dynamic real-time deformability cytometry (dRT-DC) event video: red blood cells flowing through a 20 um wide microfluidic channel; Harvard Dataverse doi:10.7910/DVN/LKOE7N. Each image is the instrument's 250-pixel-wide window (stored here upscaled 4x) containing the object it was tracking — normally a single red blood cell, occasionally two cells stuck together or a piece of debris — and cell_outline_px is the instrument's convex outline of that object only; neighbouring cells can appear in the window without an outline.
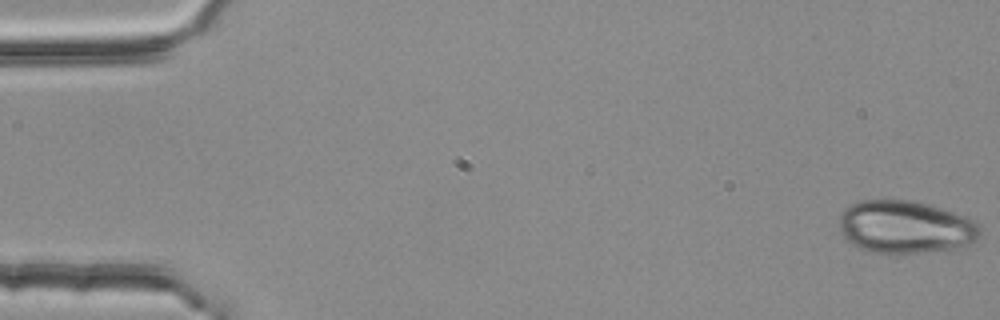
{"species": "common noctule bat (a hibernating species)", "species_latin": "Nyctalus noctula", "temperature_condition": "room temperature", "stored_images_in_passage": 5, "camera_frame_rate_fps": 3000, "um_per_image_px": 0.085, "animal": {"sex": "female", "body_mass_g": 25.1}, "frame": {"image": 1, "passage_image": 1, "time_ms": 0.0, "image_size_px": [1000, 320], "cell_outline_px": [[980, 236], [976, 240], [968, 244], [956, 248], [888, 256], [872, 252], [860, 248], [852, 244], [844, 236], [840, 228], [840, 212], [844, 208], [860, 200], [912, 200], [928, 204], [964, 216], [980, 224]], "centroid_in_image_um": [76.94, 19.31], "position_along_channel_um": 8.1, "area_um2": 43.64}}